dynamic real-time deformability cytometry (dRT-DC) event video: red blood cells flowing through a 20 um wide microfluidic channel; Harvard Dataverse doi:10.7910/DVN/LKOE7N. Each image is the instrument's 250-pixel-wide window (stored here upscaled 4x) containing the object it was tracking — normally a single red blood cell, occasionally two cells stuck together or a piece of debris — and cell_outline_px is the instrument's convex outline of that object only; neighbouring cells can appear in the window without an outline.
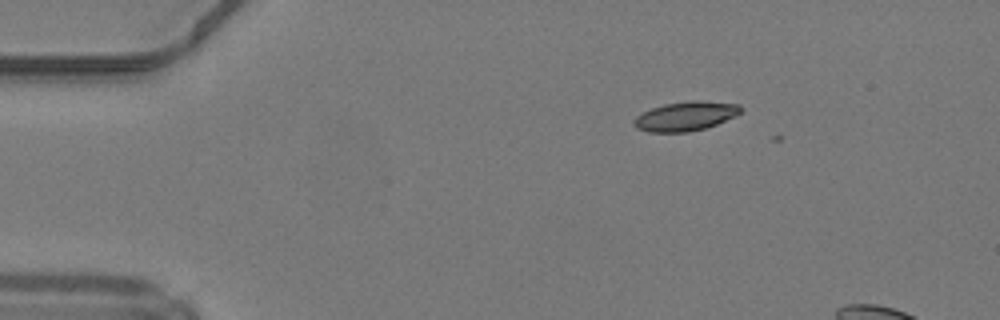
{"species": "common noctule bat (a hibernating species)", "species_latin": "Nyctalus noctula", "temperature_condition": "warm", "stored_images_in_passage": 2, "camera_frame_rate_fps": 3000, "um_per_image_px": 0.085, "animal": {"sex": "male", "body_mass_g": 19.2, "forearm_length_mm": 51.8}, "frame": {"image": 1, "passage_image": 1, "time_ms": 0.0, "image_size_px": [1000, 320], "cell_outline_px": [[744, 108], [736, 116], [716, 124], [704, 128], [688, 132], [648, 132], [636, 128], [632, 124], [636, 116], [652, 108], [664, 104], [692, 100], [696, 100], [740, 104]], "centroid_in_image_um": [58.28, 9.87], "position_along_channel_um": 26.7, "area_um2": 18.21}}